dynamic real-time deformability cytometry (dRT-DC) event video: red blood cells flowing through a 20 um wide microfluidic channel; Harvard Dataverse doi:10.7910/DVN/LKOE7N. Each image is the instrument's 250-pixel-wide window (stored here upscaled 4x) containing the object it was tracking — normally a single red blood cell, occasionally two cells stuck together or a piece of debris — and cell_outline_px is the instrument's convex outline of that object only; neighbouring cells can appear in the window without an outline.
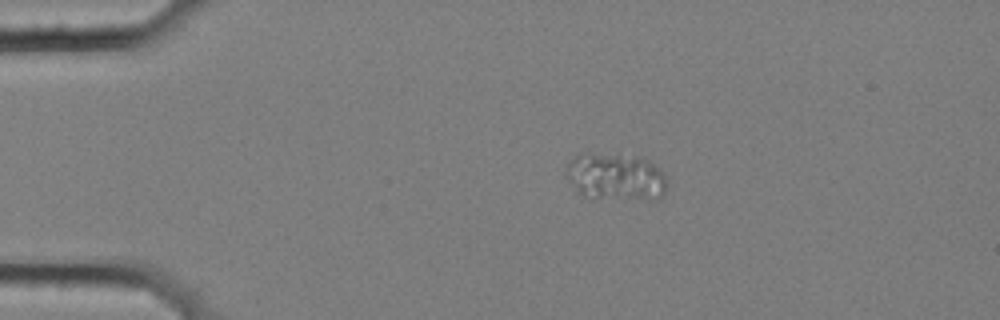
{"species": "common noctule bat (a hibernating species)", "species_latin": "Nyctalus noctula", "temperature_condition": "cold", "stored_images_in_passage": 6, "camera_frame_rate_fps": 3000, "um_per_image_px": 0.085, "animal": {"sex": "female", "body_mass_g": 25.1}, "frame": {"image": 1, "passage_image": 3, "time_ms": 0.667, "image_size_px": [1000, 320], "cell_outline_px": [[664, 192], [660, 200], [584, 196], [576, 192], [564, 176], [564, 168], [576, 156], [636, 156], [648, 160], [660, 168], [664, 176]], "centroid_in_image_um": [52.32, 15.07], "position_along_channel_um": 32.7, "area_um2": 26.99}}
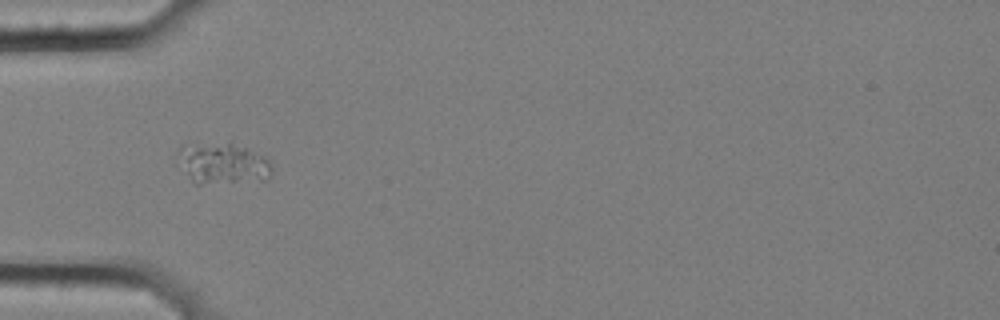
{"frame": {"image": 2, "passage_image": 5, "time_ms": 1.333, "image_size_px": [1000, 320], "cell_outline_px": [[272, 168], [268, 180], [200, 184], [192, 184], [176, 152], [180, 144], [232, 140], [264, 156], [268, 160]], "centroid_in_image_um": [18.92, 13.84], "position_along_channel_um": 66.1, "area_um2": 23.35}}
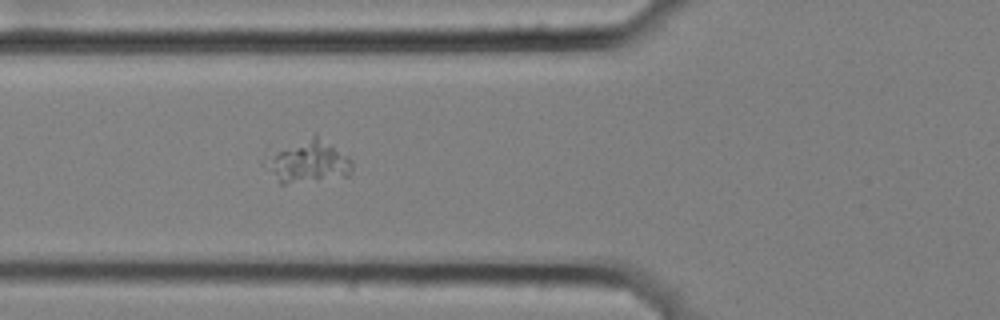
{"frame": {"image": 3, "passage_image": 6, "time_ms": 1.667, "image_size_px": [1000, 320], "cell_outline_px": [[352, 168], [348, 176], [284, 184], [280, 184], [260, 164], [260, 160], [264, 152], [268, 148], [316, 132], [348, 156], [352, 160]], "centroid_in_image_um": [25.99, 13.64], "position_along_channel_um": 99.8, "area_um2": 23.41}}